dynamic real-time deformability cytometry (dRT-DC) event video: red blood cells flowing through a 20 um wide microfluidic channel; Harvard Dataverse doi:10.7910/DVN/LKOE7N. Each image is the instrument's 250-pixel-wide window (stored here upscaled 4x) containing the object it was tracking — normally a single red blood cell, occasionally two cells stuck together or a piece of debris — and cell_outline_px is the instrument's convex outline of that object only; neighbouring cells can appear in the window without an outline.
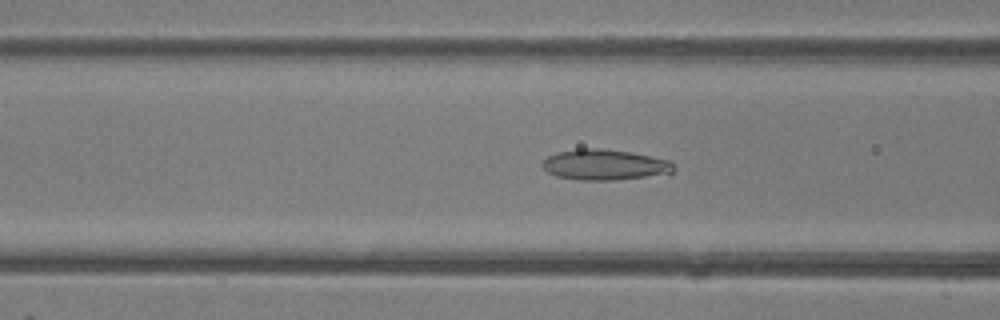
{"species": "common noctule bat (a hibernating species)", "species_latin": "Nyctalus noctula", "temperature_condition": "room temperature", "stored_images_in_passage": 44, "camera_frame_rate_fps": 3000, "um_per_image_px": 0.085, "animal": {"sex": "female"}, "frame": {"image": 1, "passage_image": 18, "time_ms": 5.667, "image_size_px": [1000, 320], "cell_outline_px": [[676, 168], [672, 172], [644, 176], [612, 180], [580, 180], [556, 176], [548, 172], [540, 164], [548, 156], [556, 152], [576, 148], [600, 148], [632, 152], [672, 160]], "centroid_in_image_um": [51.38, 13.98], "position_along_channel_um": 115.2, "area_um2": 23.52}}
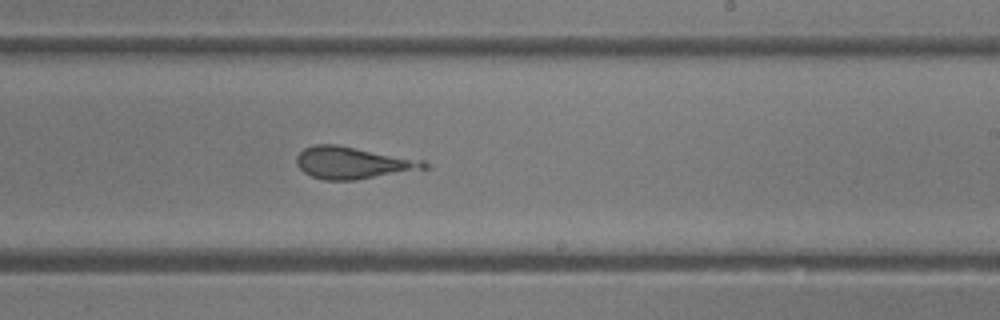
{"frame": {"image": 2, "passage_image": 28, "time_ms": 9.0, "image_size_px": [1000, 320], "cell_outline_px": [[432, 168], [356, 180], [324, 180], [312, 176], [304, 172], [296, 164], [296, 156], [304, 148], [316, 144], [336, 144], [424, 160], [432, 164]], "centroid_in_image_um": [30.05, 13.84], "position_along_channel_um": 258.9, "area_um2": 24.1}}
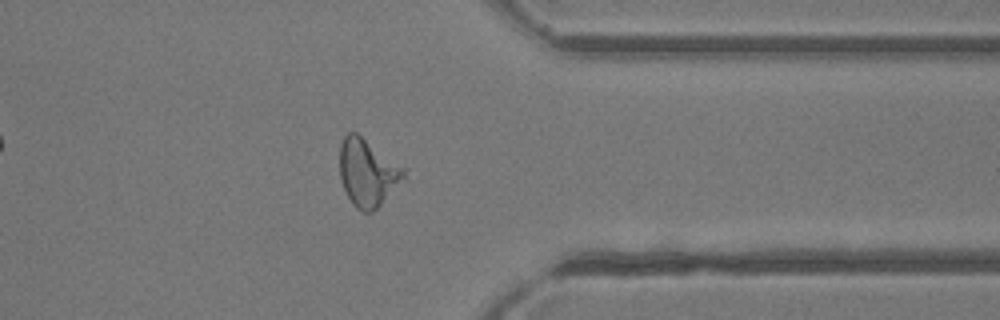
{"frame": {"image": 3, "passage_image": 37, "time_ms": 12.0, "image_size_px": [1000, 320], "cell_outline_px": [[408, 180], [372, 212], [364, 212], [356, 208], [352, 204], [340, 180], [340, 144], [344, 136], [348, 132], [356, 132], [404, 168]], "centroid_in_image_um": [31.28, 14.7], "position_along_channel_um": 380.1, "area_um2": 25.37}}